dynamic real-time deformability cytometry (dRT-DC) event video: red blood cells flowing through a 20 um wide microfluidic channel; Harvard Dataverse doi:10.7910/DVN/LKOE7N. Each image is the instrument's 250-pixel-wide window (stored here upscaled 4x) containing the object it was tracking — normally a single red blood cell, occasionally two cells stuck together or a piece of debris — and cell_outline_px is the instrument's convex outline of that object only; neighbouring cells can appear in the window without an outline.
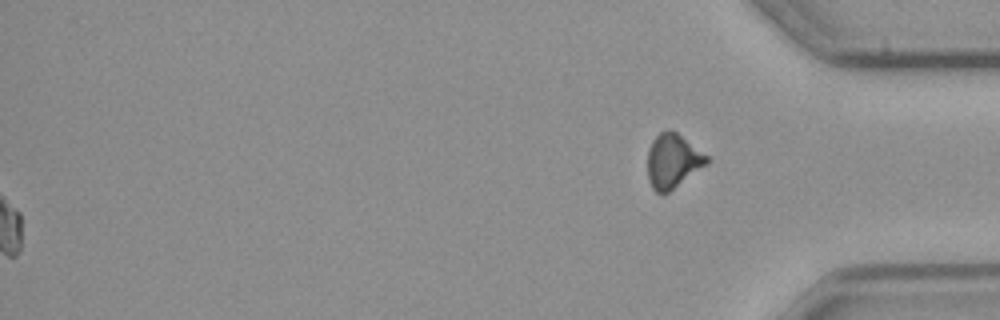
{"species": "common noctule bat (a hibernating species)", "species_latin": "Nyctalus noctula", "temperature_condition": "cold", "stored_images_in_passage": 56, "segment_of_instrument_passage": [2, 2], "camera_frame_rate_fps": 3000, "um_per_image_px": 0.085, "animal": {"sex": "male", "body_mass_g": 23.1, "forearm_length_mm": 52.7}, "frame": {"image": 1, "passage_image": 56, "time_ms": 18.333, "image_size_px": [1000, 320], "cell_outline_px": [[708, 164], [668, 192], [656, 192], [652, 188], [648, 180], [648, 148], [652, 140], [660, 132], [668, 128], [672, 128], [708, 156]], "centroid_in_image_um": [57.18, 13.65], "position_along_channel_um": 378.0, "area_um2": 18.73}}